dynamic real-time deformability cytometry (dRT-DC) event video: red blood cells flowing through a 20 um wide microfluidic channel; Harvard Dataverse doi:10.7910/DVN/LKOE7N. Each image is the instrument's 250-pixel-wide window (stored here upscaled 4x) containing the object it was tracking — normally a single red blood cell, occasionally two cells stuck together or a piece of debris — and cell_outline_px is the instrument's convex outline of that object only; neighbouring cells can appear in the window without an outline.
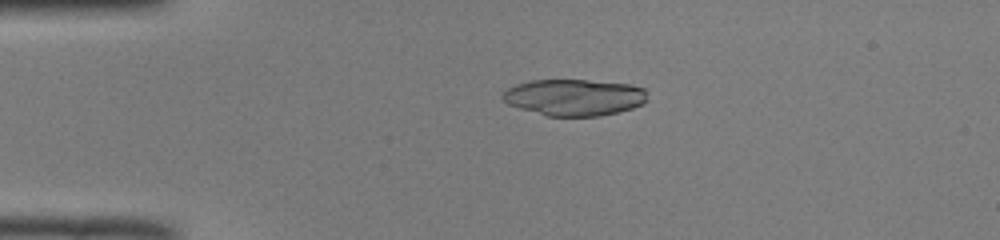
{"species": "common noctule bat (a hibernating species)", "species_latin": "Nyctalus noctula", "temperature_condition": "room temperature", "stored_images_in_passage": 51, "camera_frame_rate_fps": 3000, "um_per_image_px": 0.085, "animal": {"sex": "male", "body_mass_g": 19.0, "forearm_length_mm": 50.8}, "frame": {"image": 1, "passage_image": 12, "time_ms": 3.667, "image_size_px": [1000, 240], "cell_outline_px": [[648, 100], [632, 108], [600, 116], [548, 116], [520, 108], [508, 104], [500, 96], [508, 88], [516, 84], [528, 80], [588, 80], [628, 84], [644, 88]], "centroid_in_image_um": [48.79, 8.27], "position_along_channel_um": 36.2, "area_um2": 30.69}}